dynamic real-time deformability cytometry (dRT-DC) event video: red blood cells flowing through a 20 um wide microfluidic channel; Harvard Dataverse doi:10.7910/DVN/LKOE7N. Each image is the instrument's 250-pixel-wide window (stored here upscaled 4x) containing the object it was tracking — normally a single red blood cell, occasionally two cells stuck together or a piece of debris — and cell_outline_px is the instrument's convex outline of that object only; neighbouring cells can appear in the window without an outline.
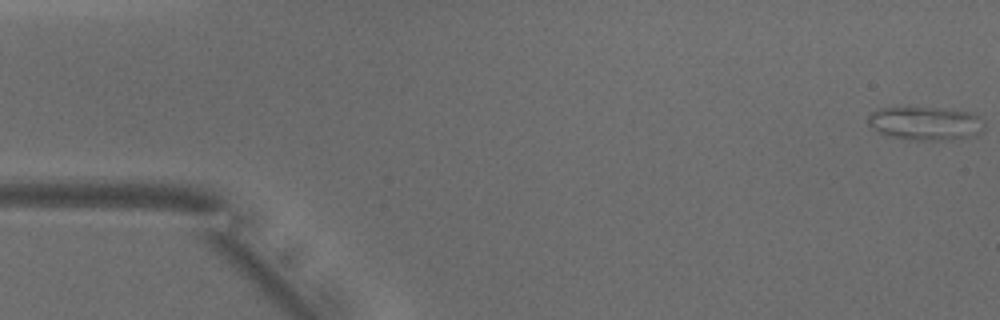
{"species": "common noctule bat (a hibernating species)", "species_latin": "Nyctalus noctula", "temperature_condition": "warm", "stored_images_in_passage": 51, "camera_frame_rate_fps": 3000, "um_per_image_px": 0.085, "animal": {"sex": "male", "body_mass_g": 18.8}, "frame": {"image": 1, "passage_image": 1, "time_ms": 0.0, "image_size_px": [1000, 320], "cell_outline_px": [[984, 132], [976, 136], [948, 140], [908, 140], [884, 136], [868, 124], [868, 116], [872, 112], [880, 108], [940, 108], [972, 112], [984, 120]], "centroid_in_image_um": [78.71, 10.51], "position_along_channel_um": 6.3, "area_um2": 23.12}}
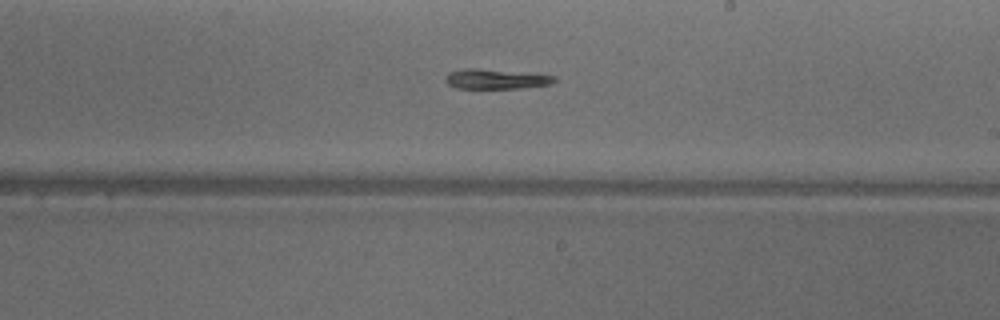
{"frame": {"image": 2, "passage_image": 29, "time_ms": 9.333, "image_size_px": [1000, 320], "cell_outline_px": [[556, 80], [552, 84], [520, 88], [456, 88], [448, 84], [444, 80], [444, 76], [448, 72], [460, 68], [476, 68], [556, 76]], "centroid_in_image_um": [42.07, 6.71], "position_along_channel_um": 246.9, "area_um2": 12.6}}
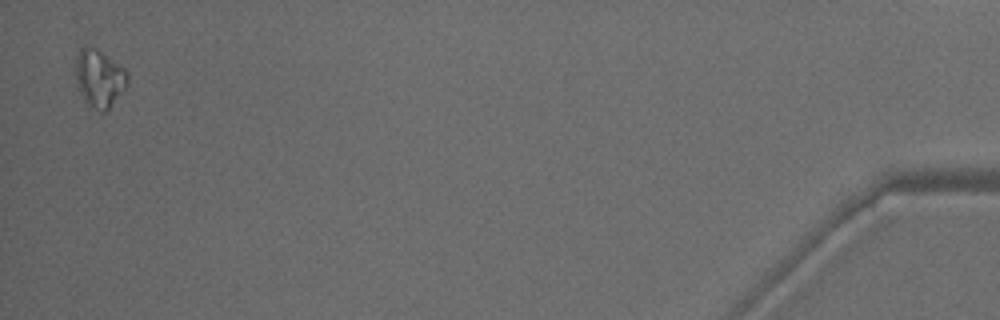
{"frame": {"image": 3, "passage_image": 50, "time_ms": 16.333, "image_size_px": [1000, 320], "cell_outline_px": [[128, 84], [108, 108], [104, 112], [100, 112], [88, 104], [84, 100], [80, 92], [76, 76], [76, 56], [80, 48], [84, 44], [88, 44], [96, 48], [124, 68], [128, 72]], "centroid_in_image_um": [8.43, 6.61], "position_along_channel_um": 426.8, "area_um2": 17.28}, "authors_computed_cell_mechanics": {"area_um2": 14.1032, "velocity_mm_per_s": 3.9294, "shape_relaxation_time_tau1_ms": 4.3196, "shape_relaxation_time_tau2_ms": 7.0795, "deformation_change_tau1": 0.1529, "deformation_change_tau2": 0.1514}}